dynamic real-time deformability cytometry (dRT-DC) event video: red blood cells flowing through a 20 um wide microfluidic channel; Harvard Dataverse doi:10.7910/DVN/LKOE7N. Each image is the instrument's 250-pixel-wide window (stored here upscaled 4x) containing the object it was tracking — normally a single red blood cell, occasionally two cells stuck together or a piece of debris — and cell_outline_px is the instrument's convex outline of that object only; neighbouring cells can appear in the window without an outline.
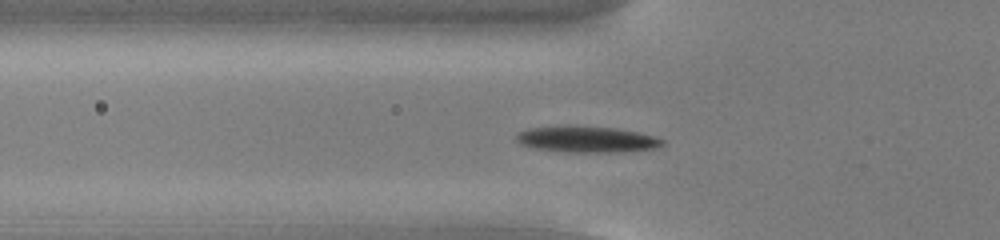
{"species": "common noctule bat (a hibernating species)", "species_latin": "Nyctalus noctula", "temperature_condition": "cold", "stored_images_in_passage": 50, "camera_frame_rate_fps": 3000, "um_per_image_px": 0.085, "animal": {"sex": "male", "body_mass_g": 13.0, "forearm_length_mm": 53.1}, "frame": {"image": 1, "passage_image": 15, "time_ms": 4.667, "image_size_px": [1000, 240], "cell_outline_px": [[664, 144], [656, 148], [632, 152], [568, 152], [532, 148], [520, 144], [516, 140], [516, 132], [528, 128], [568, 124], [616, 128], [640, 132], [656, 136], [664, 140]], "centroid_in_image_um": [49.88, 11.83], "position_along_channel_um": 75.9, "area_um2": 23.12}}
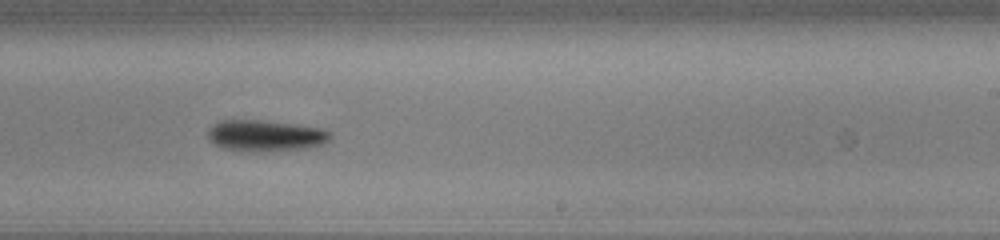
{"frame": {"image": 2, "passage_image": 30, "time_ms": 9.667, "image_size_px": [1000, 240], "cell_outline_px": [[332, 136], [324, 144], [308, 148], [268, 152], [240, 152], [220, 148], [208, 140], [208, 132], [220, 120], [260, 120], [296, 124], [324, 128], [332, 132]], "centroid_in_image_um": [22.59, 11.56], "position_along_channel_um": 266.4, "area_um2": 22.89}}
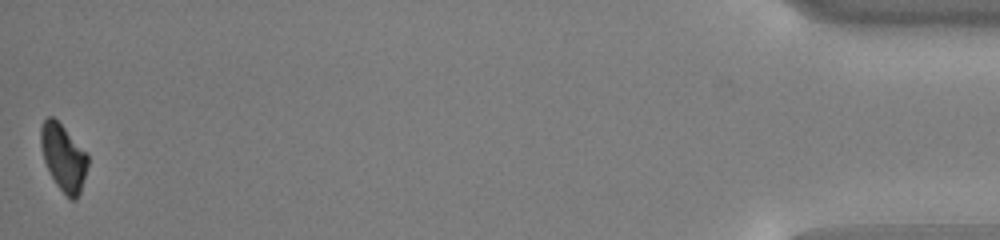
{"frame": {"image": 3, "passage_image": 50, "time_ms": 16.333, "image_size_px": [1000, 240], "cell_outline_px": [[88, 164], [80, 192], [76, 200], [72, 200], [56, 184], [44, 160], [40, 144], [40, 128], [44, 120], [48, 116], [52, 116], [88, 152]], "centroid_in_image_um": [5.4, 13.36], "position_along_channel_um": 429.8, "area_um2": 18.03}, "authors_computed_cell_mechanics": {"area_um2": 20.808, "velocity_mm_per_s": 3.8113, "shape_relaxation_time_tau1_ms": 2.6061, "shape_relaxation_time_tau2_ms": null, "deformation_change_tau1": 0.1185, "deformation_change_tau2": null}}